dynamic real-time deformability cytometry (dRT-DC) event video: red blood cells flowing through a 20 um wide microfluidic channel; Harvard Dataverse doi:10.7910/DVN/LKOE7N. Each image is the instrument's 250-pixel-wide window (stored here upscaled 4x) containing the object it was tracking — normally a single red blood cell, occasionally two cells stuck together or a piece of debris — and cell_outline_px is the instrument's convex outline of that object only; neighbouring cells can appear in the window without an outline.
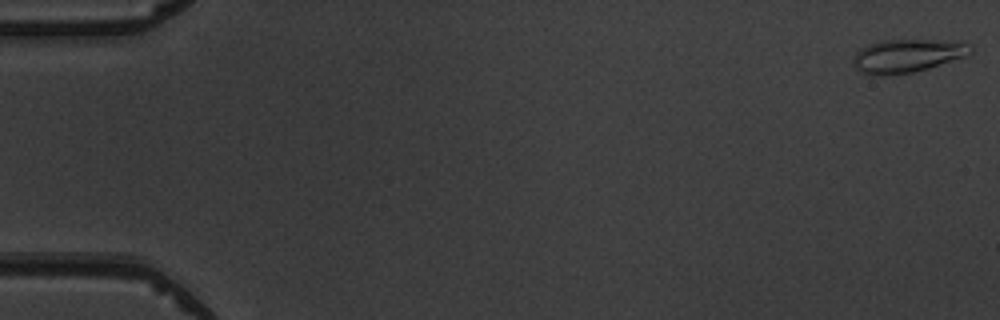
{"species": "common noctule bat (a hibernating species)", "species_latin": "Nyctalus noctula", "temperature_condition": "warm", "stored_images_in_passage": 6, "camera_frame_rate_fps": 3000, "um_per_image_px": 0.085, "animal": {"sex": "male", "body_mass_g": 19.5, "forearm_length_mm": 54.6}, "frame": {"image": 1, "passage_image": 1, "time_ms": 0.0, "image_size_px": [1000, 320], "cell_outline_px": [[972, 56], [928, 68], [912, 72], [884, 76], [880, 76], [860, 72], [852, 64], [852, 60], [856, 52], [860, 48], [868, 44], [884, 40], [956, 40], [972, 44]], "centroid_in_image_um": [77.19, 4.73], "position_along_channel_um": 7.8, "area_um2": 23.35}}